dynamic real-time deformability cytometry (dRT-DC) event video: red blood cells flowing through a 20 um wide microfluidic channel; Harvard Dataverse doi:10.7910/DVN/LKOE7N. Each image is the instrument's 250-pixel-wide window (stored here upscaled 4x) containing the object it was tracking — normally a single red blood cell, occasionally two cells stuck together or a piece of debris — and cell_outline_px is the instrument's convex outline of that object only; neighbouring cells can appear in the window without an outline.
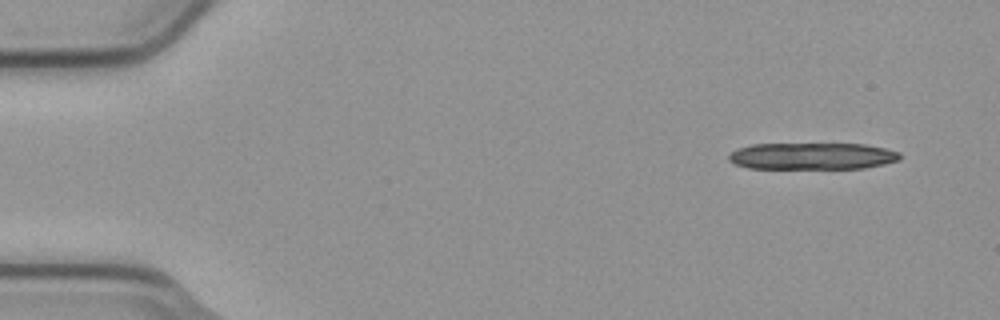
{"species": "common noctule bat (a hibernating species)", "species_latin": "Nyctalus noctula", "temperature_condition": "cold", "stored_images_in_passage": 5, "camera_frame_rate_fps": 3000, "um_per_image_px": 0.085, "animal": {"sex": "male", "body_mass_g": 23.1, "forearm_length_mm": 52.7}, "frame": {"image": 1, "passage_image": 1, "time_ms": 0.0, "image_size_px": [1000, 320], "cell_outline_px": [[900, 160], [884, 164], [864, 168], [748, 168], [736, 164], [728, 160], [728, 152], [736, 148], [752, 144], [864, 144], [884, 148], [900, 152]], "centroid_in_image_um": [69.0, 13.26], "position_along_channel_um": 16.0, "area_um2": 26.76}}
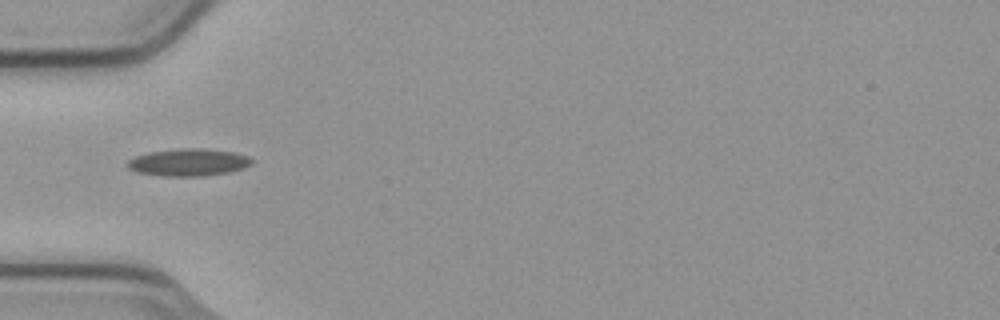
{"frame": {"image": 2, "passage_image": 5, "time_ms": 1.333, "image_size_px": [1000, 320], "cell_outline_px": [[252, 164], [244, 168], [228, 172], [204, 176], [164, 176], [136, 172], [128, 168], [128, 160], [136, 156], [148, 152], [180, 148], [204, 148], [232, 152], [248, 156], [252, 160]], "centroid_in_image_um": [16.02, 13.8], "position_along_channel_um": 69.0, "area_um2": 19.77}}